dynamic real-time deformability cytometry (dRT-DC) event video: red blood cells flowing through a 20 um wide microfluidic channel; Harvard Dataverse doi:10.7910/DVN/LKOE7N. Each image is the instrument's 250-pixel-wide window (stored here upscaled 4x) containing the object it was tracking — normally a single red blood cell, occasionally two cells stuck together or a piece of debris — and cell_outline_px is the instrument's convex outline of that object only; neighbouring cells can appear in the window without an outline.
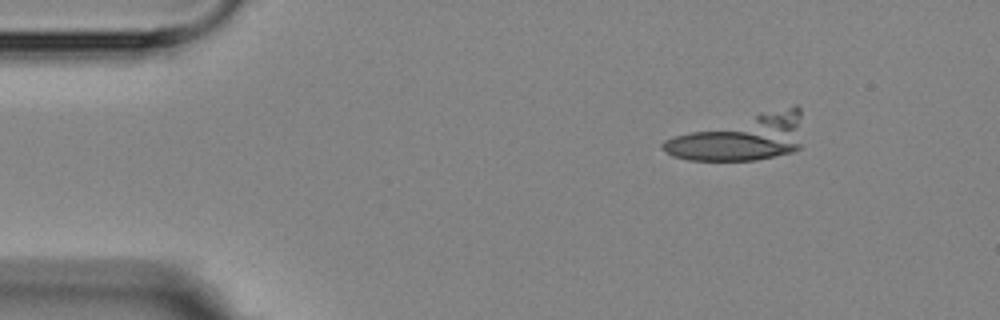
{"species": "Egyptian fruit bat (a non-hibernating species)", "species_latin": "Rousettus aegyptiacus", "temperature_condition": "room temperature", "stored_images_in_passage": 7, "camera_frame_rate_fps": 3000, "um_per_image_px": 0.085, "animal": {"sex": "female"}, "frame": {"image": 1, "passage_image": 2, "time_ms": 1.333, "image_size_px": [1000, 320], "cell_outline_px": [[800, 148], [792, 152], [756, 160], [688, 160], [672, 156], [660, 148], [660, 144], [664, 140], [688, 132], [760, 112], [796, 104], [800, 108]], "centroid_in_image_um": [63.0, 11.7], "position_along_channel_um": 22.0, "area_um2": 36.99}}